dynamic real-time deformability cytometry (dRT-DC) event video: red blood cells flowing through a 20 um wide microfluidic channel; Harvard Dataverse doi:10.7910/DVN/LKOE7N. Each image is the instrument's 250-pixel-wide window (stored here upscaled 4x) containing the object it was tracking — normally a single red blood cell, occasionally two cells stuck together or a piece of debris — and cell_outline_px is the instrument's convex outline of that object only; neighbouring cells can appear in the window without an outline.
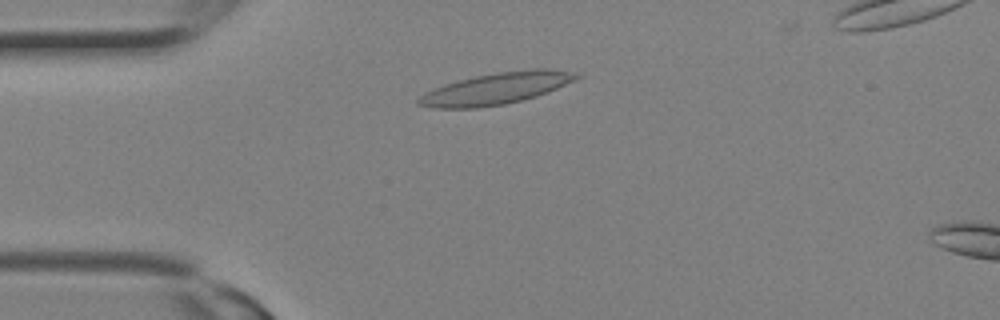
{"species": "Egyptian fruit bat (a non-hibernating species)", "species_latin": "Rousettus aegyptiacus", "temperature_condition": "room temperature", "stored_images_in_passage": 7, "camera_frame_rate_fps": 3000, "um_per_image_px": 0.085, "animal": {"sex": "female"}, "frame": {"image": 1, "passage_image": 5, "time_ms": 1.333, "image_size_px": [1000, 320], "cell_outline_px": [[584, 76], [576, 80], [536, 96], [524, 100], [504, 104], [476, 108], [432, 108], [416, 104], [416, 100], [424, 92], [432, 88], [444, 84], [476, 76], [496, 72], [536, 68], [548, 68], [576, 72]], "centroid_in_image_um": [42.18, 7.52], "position_along_channel_um": 42.8, "area_um2": 29.25}}